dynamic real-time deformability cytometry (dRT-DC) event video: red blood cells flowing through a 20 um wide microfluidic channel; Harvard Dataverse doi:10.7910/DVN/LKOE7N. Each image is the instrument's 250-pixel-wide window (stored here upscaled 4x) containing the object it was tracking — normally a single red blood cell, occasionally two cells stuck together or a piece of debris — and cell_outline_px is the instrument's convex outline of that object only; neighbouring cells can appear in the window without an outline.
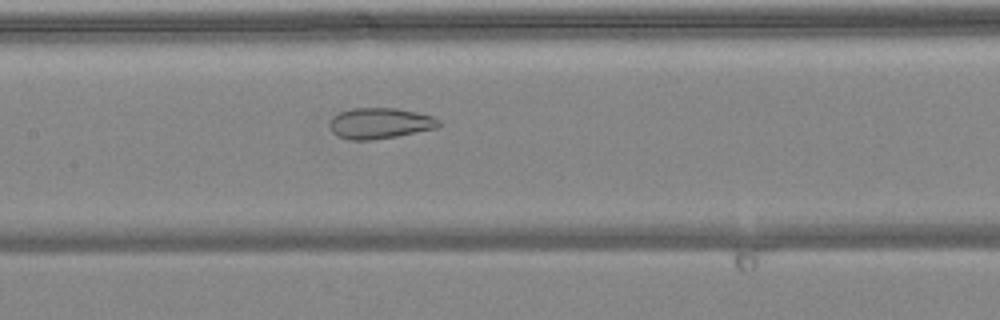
{"species": "common noctule bat (a hibernating species)", "species_latin": "Nyctalus noctula", "temperature_condition": "warm", "stored_images_in_passage": 8, "camera_frame_rate_fps": 3000, "um_per_image_px": 0.085, "animal": {"sex": "female", "body_mass_g": 24.6, "forearm_length_mm": 56.2}, "frame": {"image": 1, "passage_image": 8, "time_ms": 2.333, "image_size_px": [1000, 320], "cell_outline_px": [[440, 124], [436, 128], [396, 136], [372, 140], [348, 140], [336, 136], [332, 132], [328, 124], [332, 116], [340, 112], [352, 108], [396, 108], [416, 112], [432, 116], [440, 120]], "centroid_in_image_um": [32.24, 10.48], "position_along_channel_um": 175.2, "area_um2": 19.71}}